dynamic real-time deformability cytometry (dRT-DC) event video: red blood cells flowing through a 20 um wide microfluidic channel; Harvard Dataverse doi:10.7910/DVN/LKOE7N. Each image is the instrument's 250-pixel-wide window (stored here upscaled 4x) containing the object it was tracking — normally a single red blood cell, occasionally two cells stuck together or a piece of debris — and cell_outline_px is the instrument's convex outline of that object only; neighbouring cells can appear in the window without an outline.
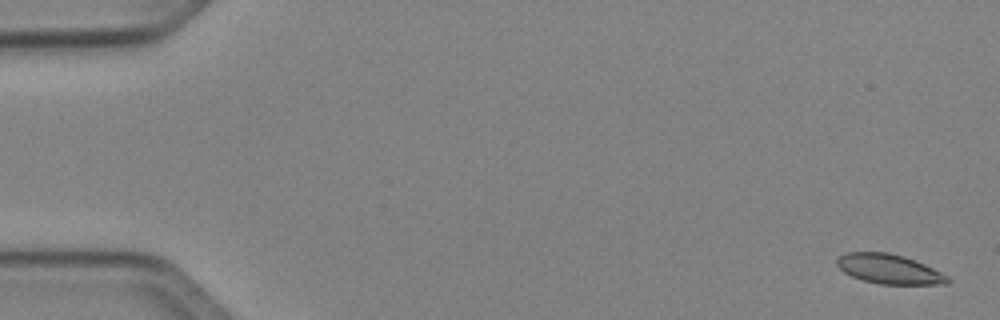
{"species": "Egyptian fruit bat (a non-hibernating species)", "species_latin": "Rousettus aegyptiacus", "temperature_condition": "cold", "stored_images_in_passage": 5, "camera_frame_rate_fps": 3000, "um_per_image_px": 0.085, "animal": {"sex": "female"}, "frame": {"image": 1, "passage_image": 1, "time_ms": 0.0, "image_size_px": [1000, 320], "cell_outline_px": [[952, 280], [948, 284], [880, 284], [864, 280], [852, 276], [844, 272], [836, 264], [836, 260], [840, 256], [848, 252], [888, 252], [904, 256], [924, 264], [948, 276]], "centroid_in_image_um": [75.59, 22.87], "position_along_channel_um": 9.4, "area_um2": 18.96}}
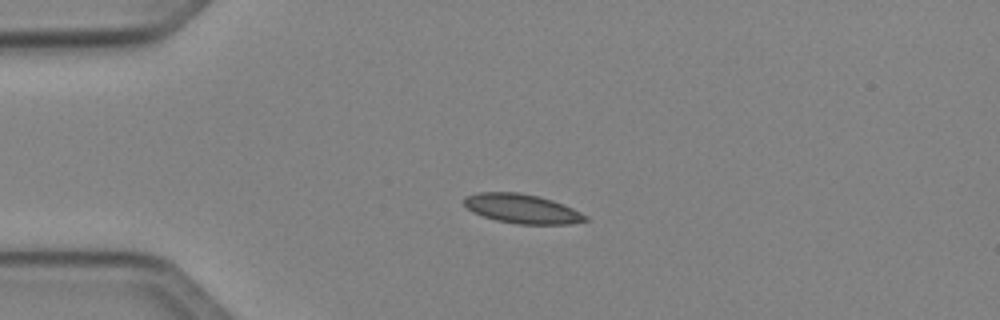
{"frame": {"image": 2, "passage_image": 4, "time_ms": 3.667, "image_size_px": [1000, 320], "cell_outline_px": [[588, 220], [568, 224], [516, 224], [496, 220], [472, 212], [464, 204], [464, 196], [476, 192], [520, 192], [540, 196], [552, 200], [572, 208], [588, 216]], "centroid_in_image_um": [44.35, 17.73], "position_along_channel_um": 40.6, "area_um2": 20.75}}